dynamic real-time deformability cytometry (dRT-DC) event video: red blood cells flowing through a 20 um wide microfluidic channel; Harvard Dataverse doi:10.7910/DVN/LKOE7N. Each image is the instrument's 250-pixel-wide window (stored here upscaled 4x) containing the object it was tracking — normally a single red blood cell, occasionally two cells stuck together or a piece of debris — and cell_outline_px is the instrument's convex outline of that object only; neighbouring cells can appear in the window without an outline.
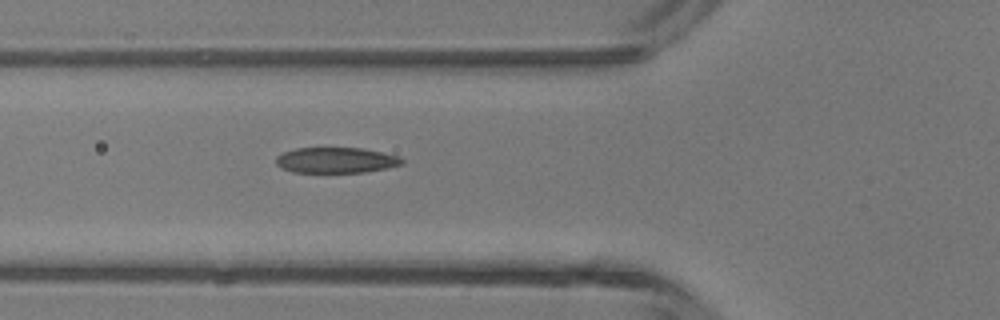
{"species": "common noctule bat (a hibernating species)", "species_latin": "Nyctalus noctula", "temperature_condition": "room temperature", "stored_images_in_passage": 5, "camera_frame_rate_fps": 3000, "um_per_image_px": 0.085, "animal": {"sex": "male", "body_mass_g": 13.3}, "frame": {"image": 1, "passage_image": 5, "time_ms": 1.333, "image_size_px": [1000, 320], "cell_outline_px": [[404, 164], [388, 168], [364, 172], [292, 172], [280, 168], [276, 164], [276, 156], [284, 152], [296, 148], [364, 148], [400, 156], [404, 160]], "centroid_in_image_um": [28.58, 13.62], "position_along_channel_um": 97.2, "area_um2": 18.96}}